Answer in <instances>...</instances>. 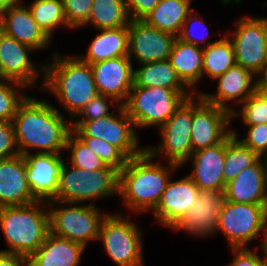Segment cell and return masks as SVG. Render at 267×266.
<instances>
[{
  "label": "cell",
  "mask_w": 267,
  "mask_h": 266,
  "mask_svg": "<svg viewBox=\"0 0 267 266\" xmlns=\"http://www.w3.org/2000/svg\"><path fill=\"white\" fill-rule=\"evenodd\" d=\"M12 123L21 155L29 154L30 149H36L37 153H62L72 131L71 120L65 119L56 106L28 95L19 104Z\"/></svg>",
  "instance_id": "6da1fadb"
},
{
  "label": "cell",
  "mask_w": 267,
  "mask_h": 266,
  "mask_svg": "<svg viewBox=\"0 0 267 266\" xmlns=\"http://www.w3.org/2000/svg\"><path fill=\"white\" fill-rule=\"evenodd\" d=\"M154 157L145 149L140 155L128 159L119 172L118 195L131 212L154 211L163 191L166 189L171 173L180 166L153 162Z\"/></svg>",
  "instance_id": "7a4b0ae2"
},
{
  "label": "cell",
  "mask_w": 267,
  "mask_h": 266,
  "mask_svg": "<svg viewBox=\"0 0 267 266\" xmlns=\"http://www.w3.org/2000/svg\"><path fill=\"white\" fill-rule=\"evenodd\" d=\"M53 60L45 65L43 92H51L63 105L72 120L99 93L89 63L76 55L53 53Z\"/></svg>",
  "instance_id": "3957f363"
},
{
  "label": "cell",
  "mask_w": 267,
  "mask_h": 266,
  "mask_svg": "<svg viewBox=\"0 0 267 266\" xmlns=\"http://www.w3.org/2000/svg\"><path fill=\"white\" fill-rule=\"evenodd\" d=\"M47 203L33 202L26 205L0 207V229L8 249L30 258L44 242L49 233V212Z\"/></svg>",
  "instance_id": "277c9868"
},
{
  "label": "cell",
  "mask_w": 267,
  "mask_h": 266,
  "mask_svg": "<svg viewBox=\"0 0 267 266\" xmlns=\"http://www.w3.org/2000/svg\"><path fill=\"white\" fill-rule=\"evenodd\" d=\"M64 162L58 181L57 197L54 201L79 203L115 196L118 194L119 172L105 166L97 170H84ZM71 168V169H70ZM93 202V203H92Z\"/></svg>",
  "instance_id": "5b68a950"
},
{
  "label": "cell",
  "mask_w": 267,
  "mask_h": 266,
  "mask_svg": "<svg viewBox=\"0 0 267 266\" xmlns=\"http://www.w3.org/2000/svg\"><path fill=\"white\" fill-rule=\"evenodd\" d=\"M194 93L175 91L166 87L131 88L126 102L122 105L132 119L136 129L164 125L183 101Z\"/></svg>",
  "instance_id": "8992f818"
},
{
  "label": "cell",
  "mask_w": 267,
  "mask_h": 266,
  "mask_svg": "<svg viewBox=\"0 0 267 266\" xmlns=\"http://www.w3.org/2000/svg\"><path fill=\"white\" fill-rule=\"evenodd\" d=\"M46 207L49 209V232L85 247L89 241H98L102 221L108 214H101L100 208L91 204L51 201Z\"/></svg>",
  "instance_id": "52a82bcc"
},
{
  "label": "cell",
  "mask_w": 267,
  "mask_h": 266,
  "mask_svg": "<svg viewBox=\"0 0 267 266\" xmlns=\"http://www.w3.org/2000/svg\"><path fill=\"white\" fill-rule=\"evenodd\" d=\"M121 213L107 214L98 240L117 266H143V237L140 227Z\"/></svg>",
  "instance_id": "ba28073f"
},
{
  "label": "cell",
  "mask_w": 267,
  "mask_h": 266,
  "mask_svg": "<svg viewBox=\"0 0 267 266\" xmlns=\"http://www.w3.org/2000/svg\"><path fill=\"white\" fill-rule=\"evenodd\" d=\"M221 232L227 238L229 248H248L249 242L264 233L266 238L265 204L235 203L226 200L221 210L215 233Z\"/></svg>",
  "instance_id": "9c48e42d"
},
{
  "label": "cell",
  "mask_w": 267,
  "mask_h": 266,
  "mask_svg": "<svg viewBox=\"0 0 267 266\" xmlns=\"http://www.w3.org/2000/svg\"><path fill=\"white\" fill-rule=\"evenodd\" d=\"M115 107L118 114L114 112L111 116L93 121L71 120V128L77 136H91L105 140L131 159L140 155L145 147L139 146L137 130L124 107L120 104H116Z\"/></svg>",
  "instance_id": "30bf717a"
},
{
  "label": "cell",
  "mask_w": 267,
  "mask_h": 266,
  "mask_svg": "<svg viewBox=\"0 0 267 266\" xmlns=\"http://www.w3.org/2000/svg\"><path fill=\"white\" fill-rule=\"evenodd\" d=\"M193 121V95L186 98L160 130L162 142L145 148L154 158L166 157L168 163L183 166L193 153L191 127Z\"/></svg>",
  "instance_id": "8fae6325"
},
{
  "label": "cell",
  "mask_w": 267,
  "mask_h": 266,
  "mask_svg": "<svg viewBox=\"0 0 267 266\" xmlns=\"http://www.w3.org/2000/svg\"><path fill=\"white\" fill-rule=\"evenodd\" d=\"M230 38L235 61L256 75L267 63L264 18L244 16L236 19Z\"/></svg>",
  "instance_id": "7c38bea8"
},
{
  "label": "cell",
  "mask_w": 267,
  "mask_h": 266,
  "mask_svg": "<svg viewBox=\"0 0 267 266\" xmlns=\"http://www.w3.org/2000/svg\"><path fill=\"white\" fill-rule=\"evenodd\" d=\"M231 122L229 111L208 103L200 94H193V152L221 143L232 132Z\"/></svg>",
  "instance_id": "4fadbf2b"
},
{
  "label": "cell",
  "mask_w": 267,
  "mask_h": 266,
  "mask_svg": "<svg viewBox=\"0 0 267 266\" xmlns=\"http://www.w3.org/2000/svg\"><path fill=\"white\" fill-rule=\"evenodd\" d=\"M35 49L18 42L15 38L5 35L0 31V69L6 80H13L24 84L27 88L33 89L37 78L43 76V82L38 87L40 90L44 86L45 64L35 66L30 59L29 53Z\"/></svg>",
  "instance_id": "5bb4252c"
},
{
  "label": "cell",
  "mask_w": 267,
  "mask_h": 266,
  "mask_svg": "<svg viewBox=\"0 0 267 266\" xmlns=\"http://www.w3.org/2000/svg\"><path fill=\"white\" fill-rule=\"evenodd\" d=\"M128 31V57L131 61L132 56L138 65L169 60L176 36L160 31L148 25L144 20H131Z\"/></svg>",
  "instance_id": "9a60e30c"
},
{
  "label": "cell",
  "mask_w": 267,
  "mask_h": 266,
  "mask_svg": "<svg viewBox=\"0 0 267 266\" xmlns=\"http://www.w3.org/2000/svg\"><path fill=\"white\" fill-rule=\"evenodd\" d=\"M26 179L33 198L49 203L57 197L58 181L65 160L61 153L24 154Z\"/></svg>",
  "instance_id": "2e32d148"
},
{
  "label": "cell",
  "mask_w": 267,
  "mask_h": 266,
  "mask_svg": "<svg viewBox=\"0 0 267 266\" xmlns=\"http://www.w3.org/2000/svg\"><path fill=\"white\" fill-rule=\"evenodd\" d=\"M225 202L224 190H201L196 203L171 230H182L200 238L212 236Z\"/></svg>",
  "instance_id": "e0dca14e"
},
{
  "label": "cell",
  "mask_w": 267,
  "mask_h": 266,
  "mask_svg": "<svg viewBox=\"0 0 267 266\" xmlns=\"http://www.w3.org/2000/svg\"><path fill=\"white\" fill-rule=\"evenodd\" d=\"M98 93L112 97L123 105L134 84V68L128 56L90 64Z\"/></svg>",
  "instance_id": "ac0fdd59"
},
{
  "label": "cell",
  "mask_w": 267,
  "mask_h": 266,
  "mask_svg": "<svg viewBox=\"0 0 267 266\" xmlns=\"http://www.w3.org/2000/svg\"><path fill=\"white\" fill-rule=\"evenodd\" d=\"M171 181L170 179L153 214L157 223L172 229L196 203L201 190L188 175Z\"/></svg>",
  "instance_id": "d6986e66"
},
{
  "label": "cell",
  "mask_w": 267,
  "mask_h": 266,
  "mask_svg": "<svg viewBox=\"0 0 267 266\" xmlns=\"http://www.w3.org/2000/svg\"><path fill=\"white\" fill-rule=\"evenodd\" d=\"M256 77L249 69L235 64L224 74L215 79L218 83L217 91L213 94L200 93L205 101L217 107L226 109L230 113L235 110L228 102H235L240 106L256 91Z\"/></svg>",
  "instance_id": "ffe728a7"
},
{
  "label": "cell",
  "mask_w": 267,
  "mask_h": 266,
  "mask_svg": "<svg viewBox=\"0 0 267 266\" xmlns=\"http://www.w3.org/2000/svg\"><path fill=\"white\" fill-rule=\"evenodd\" d=\"M24 2L10 6L0 17V31L35 50L47 48L51 39L34 20Z\"/></svg>",
  "instance_id": "44dd1931"
},
{
  "label": "cell",
  "mask_w": 267,
  "mask_h": 266,
  "mask_svg": "<svg viewBox=\"0 0 267 266\" xmlns=\"http://www.w3.org/2000/svg\"><path fill=\"white\" fill-rule=\"evenodd\" d=\"M37 202L26 179L25 159L18 154L0 159V207Z\"/></svg>",
  "instance_id": "7402d4cb"
},
{
  "label": "cell",
  "mask_w": 267,
  "mask_h": 266,
  "mask_svg": "<svg viewBox=\"0 0 267 266\" xmlns=\"http://www.w3.org/2000/svg\"><path fill=\"white\" fill-rule=\"evenodd\" d=\"M225 139L214 146L195 151L189 157L193 170L188 176L200 190H225L223 179Z\"/></svg>",
  "instance_id": "603a6c76"
},
{
  "label": "cell",
  "mask_w": 267,
  "mask_h": 266,
  "mask_svg": "<svg viewBox=\"0 0 267 266\" xmlns=\"http://www.w3.org/2000/svg\"><path fill=\"white\" fill-rule=\"evenodd\" d=\"M226 200L235 203L265 204L267 183L262 158L242 170L225 187Z\"/></svg>",
  "instance_id": "cb8c5ba5"
},
{
  "label": "cell",
  "mask_w": 267,
  "mask_h": 266,
  "mask_svg": "<svg viewBox=\"0 0 267 266\" xmlns=\"http://www.w3.org/2000/svg\"><path fill=\"white\" fill-rule=\"evenodd\" d=\"M85 248L81 243L49 232L28 261L32 266H78Z\"/></svg>",
  "instance_id": "d4e9b609"
},
{
  "label": "cell",
  "mask_w": 267,
  "mask_h": 266,
  "mask_svg": "<svg viewBox=\"0 0 267 266\" xmlns=\"http://www.w3.org/2000/svg\"><path fill=\"white\" fill-rule=\"evenodd\" d=\"M169 61L187 88L194 94H200L201 91H197L194 87L202 78L203 48L176 38Z\"/></svg>",
  "instance_id": "484cf974"
},
{
  "label": "cell",
  "mask_w": 267,
  "mask_h": 266,
  "mask_svg": "<svg viewBox=\"0 0 267 266\" xmlns=\"http://www.w3.org/2000/svg\"><path fill=\"white\" fill-rule=\"evenodd\" d=\"M98 31L100 33L90 42L87 55L77 56L81 61L94 64L111 58L128 56V26L98 29Z\"/></svg>",
  "instance_id": "4316f807"
},
{
  "label": "cell",
  "mask_w": 267,
  "mask_h": 266,
  "mask_svg": "<svg viewBox=\"0 0 267 266\" xmlns=\"http://www.w3.org/2000/svg\"><path fill=\"white\" fill-rule=\"evenodd\" d=\"M191 0H160L142 20L148 25L178 36L191 8Z\"/></svg>",
  "instance_id": "83f0119b"
},
{
  "label": "cell",
  "mask_w": 267,
  "mask_h": 266,
  "mask_svg": "<svg viewBox=\"0 0 267 266\" xmlns=\"http://www.w3.org/2000/svg\"><path fill=\"white\" fill-rule=\"evenodd\" d=\"M134 69V85L140 87H166L175 91H188L169 60L139 64Z\"/></svg>",
  "instance_id": "f1b7e54d"
},
{
  "label": "cell",
  "mask_w": 267,
  "mask_h": 266,
  "mask_svg": "<svg viewBox=\"0 0 267 266\" xmlns=\"http://www.w3.org/2000/svg\"><path fill=\"white\" fill-rule=\"evenodd\" d=\"M225 35L203 48L202 78L207 75L215 80L236 64L233 44Z\"/></svg>",
  "instance_id": "f546056e"
},
{
  "label": "cell",
  "mask_w": 267,
  "mask_h": 266,
  "mask_svg": "<svg viewBox=\"0 0 267 266\" xmlns=\"http://www.w3.org/2000/svg\"><path fill=\"white\" fill-rule=\"evenodd\" d=\"M131 19L125 0H94L87 23L94 28L107 29L128 26Z\"/></svg>",
  "instance_id": "4dcf8cb0"
},
{
  "label": "cell",
  "mask_w": 267,
  "mask_h": 266,
  "mask_svg": "<svg viewBox=\"0 0 267 266\" xmlns=\"http://www.w3.org/2000/svg\"><path fill=\"white\" fill-rule=\"evenodd\" d=\"M261 157L244 146L232 132L225 138L224 182L233 180L242 170L255 164Z\"/></svg>",
  "instance_id": "1f68e13d"
},
{
  "label": "cell",
  "mask_w": 267,
  "mask_h": 266,
  "mask_svg": "<svg viewBox=\"0 0 267 266\" xmlns=\"http://www.w3.org/2000/svg\"><path fill=\"white\" fill-rule=\"evenodd\" d=\"M29 5L34 20L50 39L57 27L68 28L62 0H34Z\"/></svg>",
  "instance_id": "d6a6232c"
},
{
  "label": "cell",
  "mask_w": 267,
  "mask_h": 266,
  "mask_svg": "<svg viewBox=\"0 0 267 266\" xmlns=\"http://www.w3.org/2000/svg\"><path fill=\"white\" fill-rule=\"evenodd\" d=\"M71 151L70 165L92 171L102 169L105 164L101 158L96 155L91 149L73 132L71 131L67 137L65 151Z\"/></svg>",
  "instance_id": "836d02e7"
},
{
  "label": "cell",
  "mask_w": 267,
  "mask_h": 266,
  "mask_svg": "<svg viewBox=\"0 0 267 266\" xmlns=\"http://www.w3.org/2000/svg\"><path fill=\"white\" fill-rule=\"evenodd\" d=\"M239 110L231 113L232 121L240 116L244 125H257L267 123V95L255 91L241 105Z\"/></svg>",
  "instance_id": "e575fe53"
},
{
  "label": "cell",
  "mask_w": 267,
  "mask_h": 266,
  "mask_svg": "<svg viewBox=\"0 0 267 266\" xmlns=\"http://www.w3.org/2000/svg\"><path fill=\"white\" fill-rule=\"evenodd\" d=\"M22 88L28 89L24 84L13 80L0 83V121L13 120L19 104L27 97L24 93L20 94Z\"/></svg>",
  "instance_id": "d590c367"
},
{
  "label": "cell",
  "mask_w": 267,
  "mask_h": 266,
  "mask_svg": "<svg viewBox=\"0 0 267 266\" xmlns=\"http://www.w3.org/2000/svg\"><path fill=\"white\" fill-rule=\"evenodd\" d=\"M96 155L105 166L111 167L118 172L126 165L128 158L115 146L103 139L91 136H78Z\"/></svg>",
  "instance_id": "8d00e7d4"
},
{
  "label": "cell",
  "mask_w": 267,
  "mask_h": 266,
  "mask_svg": "<svg viewBox=\"0 0 267 266\" xmlns=\"http://www.w3.org/2000/svg\"><path fill=\"white\" fill-rule=\"evenodd\" d=\"M202 17L203 16L199 17L198 12H195V10L193 9L184 21L177 38L182 40L183 42L190 43L202 48L207 47L209 44L213 43L211 42V40H209V28L208 26H205V22L204 20H202Z\"/></svg>",
  "instance_id": "74e56055"
},
{
  "label": "cell",
  "mask_w": 267,
  "mask_h": 266,
  "mask_svg": "<svg viewBox=\"0 0 267 266\" xmlns=\"http://www.w3.org/2000/svg\"><path fill=\"white\" fill-rule=\"evenodd\" d=\"M109 102H111L110 104L112 106H115L116 103L119 104L112 97L98 94L89 101L72 120H75L76 118V121H93L102 117L111 116L117 111H109Z\"/></svg>",
  "instance_id": "f35d334b"
},
{
  "label": "cell",
  "mask_w": 267,
  "mask_h": 266,
  "mask_svg": "<svg viewBox=\"0 0 267 266\" xmlns=\"http://www.w3.org/2000/svg\"><path fill=\"white\" fill-rule=\"evenodd\" d=\"M68 29L82 28L89 18L94 0H62Z\"/></svg>",
  "instance_id": "ab89813d"
},
{
  "label": "cell",
  "mask_w": 267,
  "mask_h": 266,
  "mask_svg": "<svg viewBox=\"0 0 267 266\" xmlns=\"http://www.w3.org/2000/svg\"><path fill=\"white\" fill-rule=\"evenodd\" d=\"M247 136L239 139L237 131L232 130V134L246 147L252 149L260 157L267 153V123L257 125H247Z\"/></svg>",
  "instance_id": "60d3db41"
},
{
  "label": "cell",
  "mask_w": 267,
  "mask_h": 266,
  "mask_svg": "<svg viewBox=\"0 0 267 266\" xmlns=\"http://www.w3.org/2000/svg\"><path fill=\"white\" fill-rule=\"evenodd\" d=\"M263 258L258 255L257 249L252 251L250 248H231L232 254H235L234 260L227 266H267V253L263 246L260 247Z\"/></svg>",
  "instance_id": "b9f144b4"
},
{
  "label": "cell",
  "mask_w": 267,
  "mask_h": 266,
  "mask_svg": "<svg viewBox=\"0 0 267 266\" xmlns=\"http://www.w3.org/2000/svg\"><path fill=\"white\" fill-rule=\"evenodd\" d=\"M18 154L12 121H0V159Z\"/></svg>",
  "instance_id": "7bdbcfd3"
},
{
  "label": "cell",
  "mask_w": 267,
  "mask_h": 266,
  "mask_svg": "<svg viewBox=\"0 0 267 266\" xmlns=\"http://www.w3.org/2000/svg\"><path fill=\"white\" fill-rule=\"evenodd\" d=\"M159 2L160 0H125L131 20H142Z\"/></svg>",
  "instance_id": "ee69618b"
},
{
  "label": "cell",
  "mask_w": 267,
  "mask_h": 266,
  "mask_svg": "<svg viewBox=\"0 0 267 266\" xmlns=\"http://www.w3.org/2000/svg\"><path fill=\"white\" fill-rule=\"evenodd\" d=\"M28 262L24 256L0 250V266H26Z\"/></svg>",
  "instance_id": "f6af8a7d"
},
{
  "label": "cell",
  "mask_w": 267,
  "mask_h": 266,
  "mask_svg": "<svg viewBox=\"0 0 267 266\" xmlns=\"http://www.w3.org/2000/svg\"><path fill=\"white\" fill-rule=\"evenodd\" d=\"M255 76L257 77L256 90L260 92H267V63Z\"/></svg>",
  "instance_id": "bcb514c9"
},
{
  "label": "cell",
  "mask_w": 267,
  "mask_h": 266,
  "mask_svg": "<svg viewBox=\"0 0 267 266\" xmlns=\"http://www.w3.org/2000/svg\"><path fill=\"white\" fill-rule=\"evenodd\" d=\"M22 2V0H0V17L10 6H14Z\"/></svg>",
  "instance_id": "7dc6e473"
},
{
  "label": "cell",
  "mask_w": 267,
  "mask_h": 266,
  "mask_svg": "<svg viewBox=\"0 0 267 266\" xmlns=\"http://www.w3.org/2000/svg\"><path fill=\"white\" fill-rule=\"evenodd\" d=\"M264 167H265V176H266V183H267V153L264 154L262 157Z\"/></svg>",
  "instance_id": "c3c4849f"
},
{
  "label": "cell",
  "mask_w": 267,
  "mask_h": 266,
  "mask_svg": "<svg viewBox=\"0 0 267 266\" xmlns=\"http://www.w3.org/2000/svg\"><path fill=\"white\" fill-rule=\"evenodd\" d=\"M264 30H265V45H266V52H267V17H264Z\"/></svg>",
  "instance_id": "681fc988"
},
{
  "label": "cell",
  "mask_w": 267,
  "mask_h": 266,
  "mask_svg": "<svg viewBox=\"0 0 267 266\" xmlns=\"http://www.w3.org/2000/svg\"><path fill=\"white\" fill-rule=\"evenodd\" d=\"M265 218H266V222H267V198H266V202H265Z\"/></svg>",
  "instance_id": "f907efd6"
},
{
  "label": "cell",
  "mask_w": 267,
  "mask_h": 266,
  "mask_svg": "<svg viewBox=\"0 0 267 266\" xmlns=\"http://www.w3.org/2000/svg\"><path fill=\"white\" fill-rule=\"evenodd\" d=\"M4 80H6V79L3 77L1 69H0V83L3 82Z\"/></svg>",
  "instance_id": "816d5d0a"
},
{
  "label": "cell",
  "mask_w": 267,
  "mask_h": 266,
  "mask_svg": "<svg viewBox=\"0 0 267 266\" xmlns=\"http://www.w3.org/2000/svg\"><path fill=\"white\" fill-rule=\"evenodd\" d=\"M263 248H264V250H265L266 253H267V243H264Z\"/></svg>",
  "instance_id": "f5cc1de1"
},
{
  "label": "cell",
  "mask_w": 267,
  "mask_h": 266,
  "mask_svg": "<svg viewBox=\"0 0 267 266\" xmlns=\"http://www.w3.org/2000/svg\"><path fill=\"white\" fill-rule=\"evenodd\" d=\"M264 243H267V222H266V238H265V242Z\"/></svg>",
  "instance_id": "db71d44e"
}]
</instances>
